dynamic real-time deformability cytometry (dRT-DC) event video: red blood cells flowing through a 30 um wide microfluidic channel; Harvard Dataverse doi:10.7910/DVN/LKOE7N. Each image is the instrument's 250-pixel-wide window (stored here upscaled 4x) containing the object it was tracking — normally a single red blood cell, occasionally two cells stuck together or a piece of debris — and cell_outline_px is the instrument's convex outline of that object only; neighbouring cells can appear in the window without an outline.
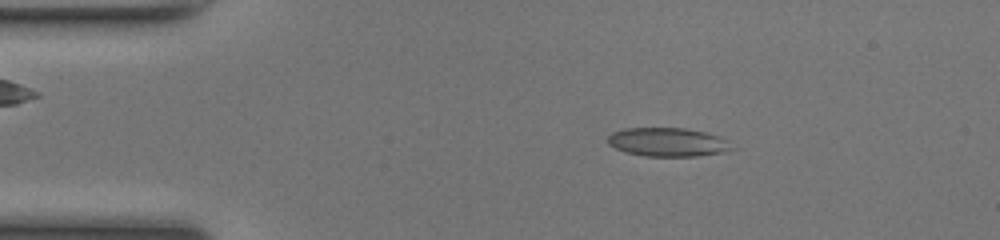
{"species": "common noctule bat (a hibernating species)", "species_latin": "Nyctalus noctula", "temperature_condition": "room temperature", "stored_images_in_passage": 50, "camera_frame_rate_fps": 3000, "um_per_image_px": 0.085, "animal": {"sex": "female", "body_mass_g": 17.0, "forearm_length_mm": 48.0}, "frame": {"image": 1, "passage_image": 9, "time_ms": 2.667, "image_size_px": [1000, 240], "cell_outline_px": [[736, 148], [724, 152], [696, 156], [644, 156], [628, 152], [616, 148], [608, 144], [608, 136], [612, 132], [624, 128], [684, 128], [704, 132], [720, 136], [728, 140]], "centroid_in_image_um": [56.8, 12.08], "position_along_channel_um": 28.2, "area_um2": 20.81}}
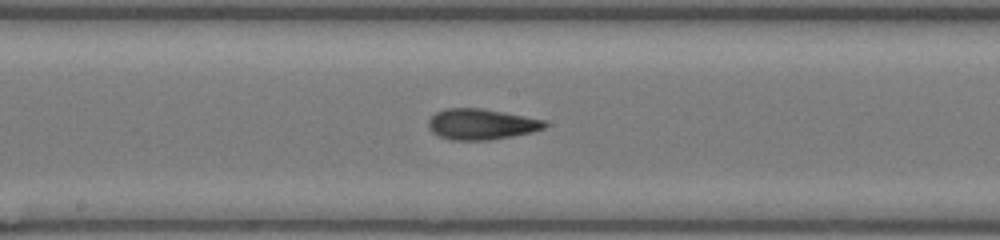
{"frame": {"image": 2, "passage_image": 26, "time_ms": 8.333, "image_size_px": [1000, 240], "cell_outline_px": [[548, 124], [544, 128], [532, 132], [512, 136], [488, 140], [452, 140], [440, 136], [432, 132], [428, 128], [428, 120], [436, 112], [444, 108], [480, 108], [524, 116], [544, 120]], "centroid_in_image_um": [40.88, 10.56], "position_along_channel_um": 207.3, "area_um2": 20.75}}
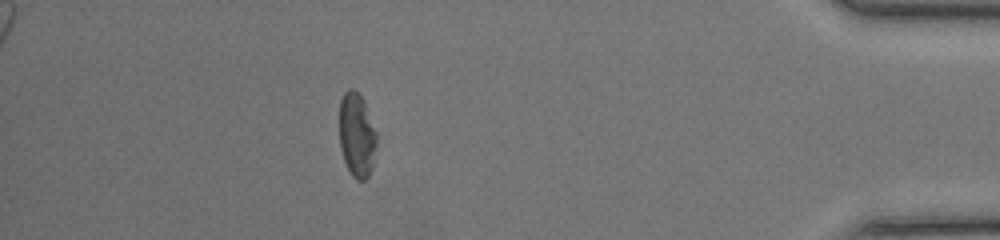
{"frame": {"image": 3, "passage_image": 44, "time_ms": 14.333, "image_size_px": [1000, 240], "cell_outline_px": [[376, 144], [372, 168], [368, 176], [364, 180], [356, 180], [352, 176], [344, 160], [340, 148], [340, 100], [344, 92], [348, 88], [352, 88], [364, 100], [376, 132]], "centroid_in_image_um": [30.32, 11.48], "position_along_channel_um": 404.9, "area_um2": 18.21}, "authors_computed_cell_mechanics": {"area_um2": 20.5768, "velocity_mm_per_s": 4.1674, "shape_relaxation_time_tau1_ms": null, "shape_relaxation_time_tau2_ms": 1.8019, "deformation_change_tau1": null, "deformation_change_tau2": 0.0918}}